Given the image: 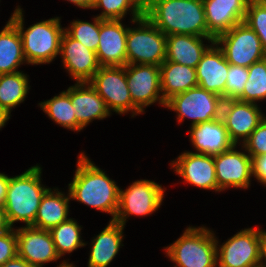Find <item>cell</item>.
Returning <instances> with one entry per match:
<instances>
[{
	"label": "cell",
	"mask_w": 266,
	"mask_h": 267,
	"mask_svg": "<svg viewBox=\"0 0 266 267\" xmlns=\"http://www.w3.org/2000/svg\"><path fill=\"white\" fill-rule=\"evenodd\" d=\"M214 163L218 192L231 187L246 190L251 186L252 157L242 145L241 151L234 145L228 151L214 156Z\"/></svg>",
	"instance_id": "4fadbf2b"
},
{
	"label": "cell",
	"mask_w": 266,
	"mask_h": 267,
	"mask_svg": "<svg viewBox=\"0 0 266 267\" xmlns=\"http://www.w3.org/2000/svg\"><path fill=\"white\" fill-rule=\"evenodd\" d=\"M266 6V0H260Z\"/></svg>",
	"instance_id": "7dc6e473"
},
{
	"label": "cell",
	"mask_w": 266,
	"mask_h": 267,
	"mask_svg": "<svg viewBox=\"0 0 266 267\" xmlns=\"http://www.w3.org/2000/svg\"><path fill=\"white\" fill-rule=\"evenodd\" d=\"M262 239L259 227L244 228L222 244L216 237L217 267H260Z\"/></svg>",
	"instance_id": "30bf717a"
},
{
	"label": "cell",
	"mask_w": 266,
	"mask_h": 267,
	"mask_svg": "<svg viewBox=\"0 0 266 267\" xmlns=\"http://www.w3.org/2000/svg\"><path fill=\"white\" fill-rule=\"evenodd\" d=\"M124 226L109 221L103 230L91 241L88 267H108L120 251L123 242Z\"/></svg>",
	"instance_id": "cb8c5ba5"
},
{
	"label": "cell",
	"mask_w": 266,
	"mask_h": 267,
	"mask_svg": "<svg viewBox=\"0 0 266 267\" xmlns=\"http://www.w3.org/2000/svg\"><path fill=\"white\" fill-rule=\"evenodd\" d=\"M70 200L69 191L65 194L58 188H49L41 199L32 227L50 230L68 220Z\"/></svg>",
	"instance_id": "d4e9b609"
},
{
	"label": "cell",
	"mask_w": 266,
	"mask_h": 267,
	"mask_svg": "<svg viewBox=\"0 0 266 267\" xmlns=\"http://www.w3.org/2000/svg\"><path fill=\"white\" fill-rule=\"evenodd\" d=\"M249 77L237 100L255 103L266 100V58L248 67Z\"/></svg>",
	"instance_id": "4dcf8cb0"
},
{
	"label": "cell",
	"mask_w": 266,
	"mask_h": 267,
	"mask_svg": "<svg viewBox=\"0 0 266 267\" xmlns=\"http://www.w3.org/2000/svg\"><path fill=\"white\" fill-rule=\"evenodd\" d=\"M11 227L8 224L5 210L3 207H0V233L10 229Z\"/></svg>",
	"instance_id": "7bdbcfd3"
},
{
	"label": "cell",
	"mask_w": 266,
	"mask_h": 267,
	"mask_svg": "<svg viewBox=\"0 0 266 267\" xmlns=\"http://www.w3.org/2000/svg\"><path fill=\"white\" fill-rule=\"evenodd\" d=\"M0 267H34L18 255L1 265Z\"/></svg>",
	"instance_id": "ab89813d"
},
{
	"label": "cell",
	"mask_w": 266,
	"mask_h": 267,
	"mask_svg": "<svg viewBox=\"0 0 266 267\" xmlns=\"http://www.w3.org/2000/svg\"><path fill=\"white\" fill-rule=\"evenodd\" d=\"M16 7L9 20L20 33L27 64H50L60 55L61 39L65 32V27L61 25V17L37 22L25 30L23 8L19 5Z\"/></svg>",
	"instance_id": "3957f363"
},
{
	"label": "cell",
	"mask_w": 266,
	"mask_h": 267,
	"mask_svg": "<svg viewBox=\"0 0 266 267\" xmlns=\"http://www.w3.org/2000/svg\"><path fill=\"white\" fill-rule=\"evenodd\" d=\"M252 177L266 187V154L252 158Z\"/></svg>",
	"instance_id": "74e56055"
},
{
	"label": "cell",
	"mask_w": 266,
	"mask_h": 267,
	"mask_svg": "<svg viewBox=\"0 0 266 267\" xmlns=\"http://www.w3.org/2000/svg\"><path fill=\"white\" fill-rule=\"evenodd\" d=\"M215 42L223 51L229 64L249 67L266 58V51L259 37L245 22L219 35Z\"/></svg>",
	"instance_id": "8fae6325"
},
{
	"label": "cell",
	"mask_w": 266,
	"mask_h": 267,
	"mask_svg": "<svg viewBox=\"0 0 266 267\" xmlns=\"http://www.w3.org/2000/svg\"><path fill=\"white\" fill-rule=\"evenodd\" d=\"M111 112L119 115L131 113V117L143 114L132 102L125 66H100L89 81Z\"/></svg>",
	"instance_id": "9c48e42d"
},
{
	"label": "cell",
	"mask_w": 266,
	"mask_h": 267,
	"mask_svg": "<svg viewBox=\"0 0 266 267\" xmlns=\"http://www.w3.org/2000/svg\"><path fill=\"white\" fill-rule=\"evenodd\" d=\"M9 181L10 177L8 175L0 173V207H4L5 205V199Z\"/></svg>",
	"instance_id": "f35d334b"
},
{
	"label": "cell",
	"mask_w": 266,
	"mask_h": 267,
	"mask_svg": "<svg viewBox=\"0 0 266 267\" xmlns=\"http://www.w3.org/2000/svg\"><path fill=\"white\" fill-rule=\"evenodd\" d=\"M77 158L75 174L68 184L71 200L110 214V221H113L118 210L120 187L84 151Z\"/></svg>",
	"instance_id": "6da1fadb"
},
{
	"label": "cell",
	"mask_w": 266,
	"mask_h": 267,
	"mask_svg": "<svg viewBox=\"0 0 266 267\" xmlns=\"http://www.w3.org/2000/svg\"><path fill=\"white\" fill-rule=\"evenodd\" d=\"M38 104L41 110L56 124L67 130L76 131L75 110L70 95L66 91Z\"/></svg>",
	"instance_id": "f546056e"
},
{
	"label": "cell",
	"mask_w": 266,
	"mask_h": 267,
	"mask_svg": "<svg viewBox=\"0 0 266 267\" xmlns=\"http://www.w3.org/2000/svg\"><path fill=\"white\" fill-rule=\"evenodd\" d=\"M164 251L174 267H217L216 236L205 226H187Z\"/></svg>",
	"instance_id": "5b68a950"
},
{
	"label": "cell",
	"mask_w": 266,
	"mask_h": 267,
	"mask_svg": "<svg viewBox=\"0 0 266 267\" xmlns=\"http://www.w3.org/2000/svg\"><path fill=\"white\" fill-rule=\"evenodd\" d=\"M76 265H74L73 263H69V259L67 260H63L61 262V264L59 263V265H57V267H75Z\"/></svg>",
	"instance_id": "bcb514c9"
},
{
	"label": "cell",
	"mask_w": 266,
	"mask_h": 267,
	"mask_svg": "<svg viewBox=\"0 0 266 267\" xmlns=\"http://www.w3.org/2000/svg\"><path fill=\"white\" fill-rule=\"evenodd\" d=\"M18 256L34 267H43L46 263L56 262L57 255L49 230L32 226L16 228Z\"/></svg>",
	"instance_id": "2e32d148"
},
{
	"label": "cell",
	"mask_w": 266,
	"mask_h": 267,
	"mask_svg": "<svg viewBox=\"0 0 266 267\" xmlns=\"http://www.w3.org/2000/svg\"><path fill=\"white\" fill-rule=\"evenodd\" d=\"M26 60L17 27L8 20L0 31V74L18 72Z\"/></svg>",
	"instance_id": "4316f807"
},
{
	"label": "cell",
	"mask_w": 266,
	"mask_h": 267,
	"mask_svg": "<svg viewBox=\"0 0 266 267\" xmlns=\"http://www.w3.org/2000/svg\"><path fill=\"white\" fill-rule=\"evenodd\" d=\"M189 138L195 153L216 156L235 144L231 141L222 118L201 122L189 127Z\"/></svg>",
	"instance_id": "7402d4cb"
},
{
	"label": "cell",
	"mask_w": 266,
	"mask_h": 267,
	"mask_svg": "<svg viewBox=\"0 0 266 267\" xmlns=\"http://www.w3.org/2000/svg\"><path fill=\"white\" fill-rule=\"evenodd\" d=\"M41 174L42 168L36 164L22 174L10 177L3 208L11 228L18 221L24 222L25 226L34 224L41 199L49 189L41 184Z\"/></svg>",
	"instance_id": "277c9868"
},
{
	"label": "cell",
	"mask_w": 266,
	"mask_h": 267,
	"mask_svg": "<svg viewBox=\"0 0 266 267\" xmlns=\"http://www.w3.org/2000/svg\"><path fill=\"white\" fill-rule=\"evenodd\" d=\"M144 15L166 36L208 37L202 0H154Z\"/></svg>",
	"instance_id": "7a4b0ae2"
},
{
	"label": "cell",
	"mask_w": 266,
	"mask_h": 267,
	"mask_svg": "<svg viewBox=\"0 0 266 267\" xmlns=\"http://www.w3.org/2000/svg\"><path fill=\"white\" fill-rule=\"evenodd\" d=\"M71 98L76 116V132H80L94 120H103L112 112L89 82L75 83L65 90Z\"/></svg>",
	"instance_id": "ffe728a7"
},
{
	"label": "cell",
	"mask_w": 266,
	"mask_h": 267,
	"mask_svg": "<svg viewBox=\"0 0 266 267\" xmlns=\"http://www.w3.org/2000/svg\"><path fill=\"white\" fill-rule=\"evenodd\" d=\"M125 190L119 189V205L114 221L125 227L127 219L148 216L159 210L167 190L155 181L140 179Z\"/></svg>",
	"instance_id": "ba28073f"
},
{
	"label": "cell",
	"mask_w": 266,
	"mask_h": 267,
	"mask_svg": "<svg viewBox=\"0 0 266 267\" xmlns=\"http://www.w3.org/2000/svg\"><path fill=\"white\" fill-rule=\"evenodd\" d=\"M260 267H266V231L263 230V239L261 242Z\"/></svg>",
	"instance_id": "b9f144b4"
},
{
	"label": "cell",
	"mask_w": 266,
	"mask_h": 267,
	"mask_svg": "<svg viewBox=\"0 0 266 267\" xmlns=\"http://www.w3.org/2000/svg\"><path fill=\"white\" fill-rule=\"evenodd\" d=\"M18 255L16 229L0 233V266Z\"/></svg>",
	"instance_id": "8d00e7d4"
},
{
	"label": "cell",
	"mask_w": 266,
	"mask_h": 267,
	"mask_svg": "<svg viewBox=\"0 0 266 267\" xmlns=\"http://www.w3.org/2000/svg\"><path fill=\"white\" fill-rule=\"evenodd\" d=\"M11 114L7 112L3 107H0V130L6 126L7 121H9Z\"/></svg>",
	"instance_id": "f6af8a7d"
},
{
	"label": "cell",
	"mask_w": 266,
	"mask_h": 267,
	"mask_svg": "<svg viewBox=\"0 0 266 267\" xmlns=\"http://www.w3.org/2000/svg\"><path fill=\"white\" fill-rule=\"evenodd\" d=\"M122 20H102L96 57L100 66H126L128 27ZM126 26V27H125Z\"/></svg>",
	"instance_id": "d6986e66"
},
{
	"label": "cell",
	"mask_w": 266,
	"mask_h": 267,
	"mask_svg": "<svg viewBox=\"0 0 266 267\" xmlns=\"http://www.w3.org/2000/svg\"><path fill=\"white\" fill-rule=\"evenodd\" d=\"M93 22L73 20L65 31L86 48L96 52L100 41L101 19L95 16Z\"/></svg>",
	"instance_id": "1f68e13d"
},
{
	"label": "cell",
	"mask_w": 266,
	"mask_h": 267,
	"mask_svg": "<svg viewBox=\"0 0 266 267\" xmlns=\"http://www.w3.org/2000/svg\"><path fill=\"white\" fill-rule=\"evenodd\" d=\"M206 40L210 45L204 44ZM214 42L215 39L212 37L169 35L167 36L166 60L196 68L205 51Z\"/></svg>",
	"instance_id": "603a6c76"
},
{
	"label": "cell",
	"mask_w": 266,
	"mask_h": 267,
	"mask_svg": "<svg viewBox=\"0 0 266 267\" xmlns=\"http://www.w3.org/2000/svg\"><path fill=\"white\" fill-rule=\"evenodd\" d=\"M195 69L198 86L219 95L225 100L229 63L216 42L205 51Z\"/></svg>",
	"instance_id": "44dd1931"
},
{
	"label": "cell",
	"mask_w": 266,
	"mask_h": 267,
	"mask_svg": "<svg viewBox=\"0 0 266 267\" xmlns=\"http://www.w3.org/2000/svg\"><path fill=\"white\" fill-rule=\"evenodd\" d=\"M70 3H73L75 6L81 9H91L93 8L95 0H67Z\"/></svg>",
	"instance_id": "60d3db41"
},
{
	"label": "cell",
	"mask_w": 266,
	"mask_h": 267,
	"mask_svg": "<svg viewBox=\"0 0 266 267\" xmlns=\"http://www.w3.org/2000/svg\"><path fill=\"white\" fill-rule=\"evenodd\" d=\"M265 117L255 103L229 99L222 105L221 118L235 145H242Z\"/></svg>",
	"instance_id": "5bb4252c"
},
{
	"label": "cell",
	"mask_w": 266,
	"mask_h": 267,
	"mask_svg": "<svg viewBox=\"0 0 266 267\" xmlns=\"http://www.w3.org/2000/svg\"><path fill=\"white\" fill-rule=\"evenodd\" d=\"M248 77V67L229 64L225 86V100L237 99L243 93Z\"/></svg>",
	"instance_id": "e575fe53"
},
{
	"label": "cell",
	"mask_w": 266,
	"mask_h": 267,
	"mask_svg": "<svg viewBox=\"0 0 266 267\" xmlns=\"http://www.w3.org/2000/svg\"><path fill=\"white\" fill-rule=\"evenodd\" d=\"M242 146L252 158L266 154V117L253 130Z\"/></svg>",
	"instance_id": "d590c367"
},
{
	"label": "cell",
	"mask_w": 266,
	"mask_h": 267,
	"mask_svg": "<svg viewBox=\"0 0 266 267\" xmlns=\"http://www.w3.org/2000/svg\"><path fill=\"white\" fill-rule=\"evenodd\" d=\"M171 168L183 181L203 190L218 192L214 156L184 151L170 162Z\"/></svg>",
	"instance_id": "9a60e30c"
},
{
	"label": "cell",
	"mask_w": 266,
	"mask_h": 267,
	"mask_svg": "<svg viewBox=\"0 0 266 267\" xmlns=\"http://www.w3.org/2000/svg\"><path fill=\"white\" fill-rule=\"evenodd\" d=\"M126 39L127 64L160 66L166 60L167 36L145 15L132 21Z\"/></svg>",
	"instance_id": "8992f818"
},
{
	"label": "cell",
	"mask_w": 266,
	"mask_h": 267,
	"mask_svg": "<svg viewBox=\"0 0 266 267\" xmlns=\"http://www.w3.org/2000/svg\"><path fill=\"white\" fill-rule=\"evenodd\" d=\"M29 76L23 71L0 74V107L11 114L13 108L23 103L30 90Z\"/></svg>",
	"instance_id": "83f0119b"
},
{
	"label": "cell",
	"mask_w": 266,
	"mask_h": 267,
	"mask_svg": "<svg viewBox=\"0 0 266 267\" xmlns=\"http://www.w3.org/2000/svg\"><path fill=\"white\" fill-rule=\"evenodd\" d=\"M244 22L256 33L266 51V6L260 0L249 1Z\"/></svg>",
	"instance_id": "836d02e7"
},
{
	"label": "cell",
	"mask_w": 266,
	"mask_h": 267,
	"mask_svg": "<svg viewBox=\"0 0 266 267\" xmlns=\"http://www.w3.org/2000/svg\"><path fill=\"white\" fill-rule=\"evenodd\" d=\"M82 228L74 218L69 217L68 220L49 230L56 253L60 259L64 257L63 255L72 253L74 250L76 251L78 248L87 245V242L85 243L81 236Z\"/></svg>",
	"instance_id": "f1b7e54d"
},
{
	"label": "cell",
	"mask_w": 266,
	"mask_h": 267,
	"mask_svg": "<svg viewBox=\"0 0 266 267\" xmlns=\"http://www.w3.org/2000/svg\"><path fill=\"white\" fill-rule=\"evenodd\" d=\"M223 102L219 95L197 86L173 95L166 101L165 107L176 113L179 124L188 118L192 119L190 126H194L221 118Z\"/></svg>",
	"instance_id": "52a82bcc"
},
{
	"label": "cell",
	"mask_w": 266,
	"mask_h": 267,
	"mask_svg": "<svg viewBox=\"0 0 266 267\" xmlns=\"http://www.w3.org/2000/svg\"><path fill=\"white\" fill-rule=\"evenodd\" d=\"M134 4L144 13L154 0H132Z\"/></svg>",
	"instance_id": "ee69618b"
},
{
	"label": "cell",
	"mask_w": 266,
	"mask_h": 267,
	"mask_svg": "<svg viewBox=\"0 0 266 267\" xmlns=\"http://www.w3.org/2000/svg\"><path fill=\"white\" fill-rule=\"evenodd\" d=\"M160 79L165 102L173 95L198 86L195 68L168 60L160 65Z\"/></svg>",
	"instance_id": "484cf974"
},
{
	"label": "cell",
	"mask_w": 266,
	"mask_h": 267,
	"mask_svg": "<svg viewBox=\"0 0 266 267\" xmlns=\"http://www.w3.org/2000/svg\"><path fill=\"white\" fill-rule=\"evenodd\" d=\"M250 0H202L208 37L216 39L235 25L244 22Z\"/></svg>",
	"instance_id": "ac0fdd59"
},
{
	"label": "cell",
	"mask_w": 266,
	"mask_h": 267,
	"mask_svg": "<svg viewBox=\"0 0 266 267\" xmlns=\"http://www.w3.org/2000/svg\"><path fill=\"white\" fill-rule=\"evenodd\" d=\"M125 73L132 102L142 113L146 107L157 102L165 107L166 102L161 93L160 66L127 64Z\"/></svg>",
	"instance_id": "7c38bea8"
},
{
	"label": "cell",
	"mask_w": 266,
	"mask_h": 267,
	"mask_svg": "<svg viewBox=\"0 0 266 267\" xmlns=\"http://www.w3.org/2000/svg\"><path fill=\"white\" fill-rule=\"evenodd\" d=\"M60 57L63 68L76 83L89 82L100 67L96 52L73 39L66 31L61 39Z\"/></svg>",
	"instance_id": "e0dca14e"
},
{
	"label": "cell",
	"mask_w": 266,
	"mask_h": 267,
	"mask_svg": "<svg viewBox=\"0 0 266 267\" xmlns=\"http://www.w3.org/2000/svg\"><path fill=\"white\" fill-rule=\"evenodd\" d=\"M103 10L97 16L102 20H123L127 12L131 13V21L144 15L132 0H95L92 9Z\"/></svg>",
	"instance_id": "d6a6232c"
}]
</instances>
